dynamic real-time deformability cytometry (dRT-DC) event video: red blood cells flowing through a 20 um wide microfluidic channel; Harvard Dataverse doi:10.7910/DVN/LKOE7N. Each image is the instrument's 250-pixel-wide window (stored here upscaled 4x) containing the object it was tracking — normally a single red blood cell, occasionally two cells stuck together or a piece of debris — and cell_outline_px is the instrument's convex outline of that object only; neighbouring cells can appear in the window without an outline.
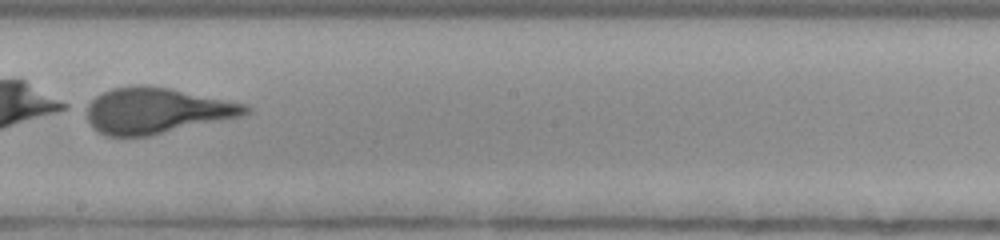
{"species": "human", "species_latin": "Homo sapiens", "temperature_condition": "room temperature", "stored_images_in_passage": 39, "camera_frame_rate_fps": 3000, "um_per_image_px": 0.085, "donor": {"sex": "female"}, "frame": {"image": 1, "passage_image": 19, "time_ms": 6.0, "image_size_px": [1000, 240], "cell_outline_px": [[252, 112], [244, 116], [152, 136], [104, 136], [96, 132], [92, 128], [80, 108], [84, 104], [96, 96], [112, 88], [136, 84], [144, 84], [168, 88], [244, 104], [252, 108]], "centroid_in_image_um": [13.21, 9.42], "position_along_channel_um": 235.0, "area_um2": 43.35}}
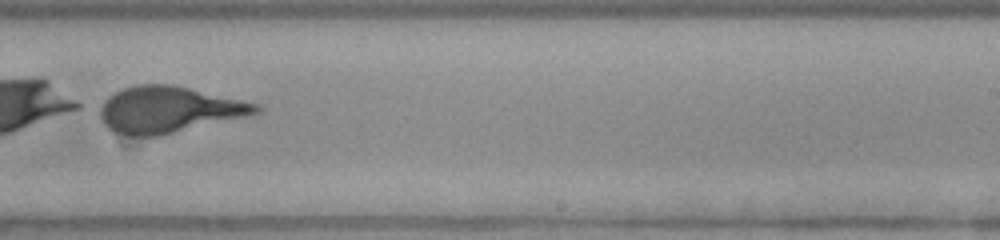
{"frame": {"image": 2, "passage_image": 22, "time_ms": 7.0, "image_size_px": [1000, 240], "cell_outline_px": [[264, 108], [260, 112], [252, 116], [156, 136], [132, 136], [112, 132], [104, 124], [96, 108], [108, 96], [124, 88], [140, 84], [172, 84], [260, 104]], "centroid_in_image_um": [14.36, 9.32], "position_along_channel_um": 274.6, "area_um2": 42.54}}
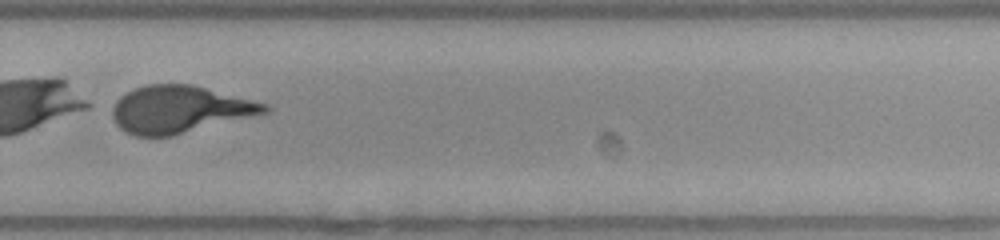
{"frame": {"image": 3, "passage_image": 25, "time_ms": 8.0, "image_size_px": [1000, 240], "cell_outline_px": [[272, 108], [268, 112], [172, 136], [136, 136], [124, 132], [116, 124], [112, 116], [112, 108], [116, 100], [120, 96], [136, 88], [148, 84], [192, 84], [268, 104]], "centroid_in_image_um": [15.25, 9.3], "position_along_channel_um": 314.6, "area_um2": 41.73}}